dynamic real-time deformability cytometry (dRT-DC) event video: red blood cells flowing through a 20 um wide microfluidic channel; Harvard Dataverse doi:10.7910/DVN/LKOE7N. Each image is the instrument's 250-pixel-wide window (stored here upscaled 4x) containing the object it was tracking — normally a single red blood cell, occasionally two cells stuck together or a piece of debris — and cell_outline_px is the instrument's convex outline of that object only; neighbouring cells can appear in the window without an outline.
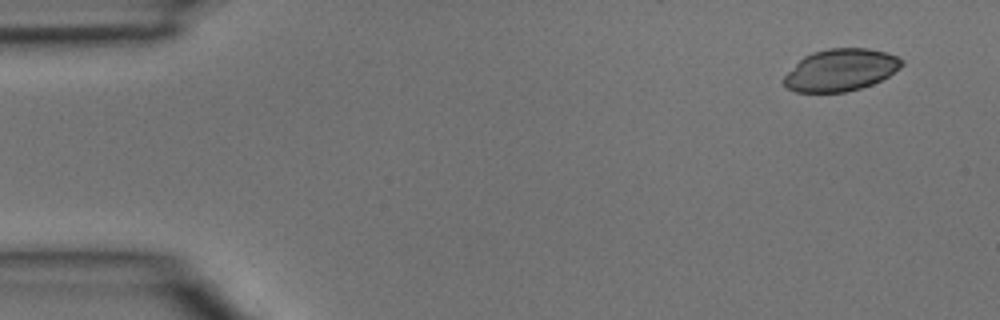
{"species": "common noctule bat (a hibernating species)", "species_latin": "Nyctalus noctula", "temperature_condition": "room temperature", "stored_images_in_passage": 4, "camera_frame_rate_fps": 3000, "um_per_image_px": 0.085, "animal": {"sex": "male", "body_mass_g": 15.6}, "frame": {"image": 1, "passage_image": 1, "time_ms": 0.0, "image_size_px": [1000, 320], "cell_outline_px": [[904, 64], [900, 68], [888, 76], [872, 84], [860, 88], [844, 92], [796, 92], [788, 88], [784, 84], [784, 76], [804, 56], [812, 52], [828, 48], [868, 48], [888, 52], [904, 60]], "centroid_in_image_um": [71.48, 5.94], "position_along_channel_um": 13.5, "area_um2": 28.84}}